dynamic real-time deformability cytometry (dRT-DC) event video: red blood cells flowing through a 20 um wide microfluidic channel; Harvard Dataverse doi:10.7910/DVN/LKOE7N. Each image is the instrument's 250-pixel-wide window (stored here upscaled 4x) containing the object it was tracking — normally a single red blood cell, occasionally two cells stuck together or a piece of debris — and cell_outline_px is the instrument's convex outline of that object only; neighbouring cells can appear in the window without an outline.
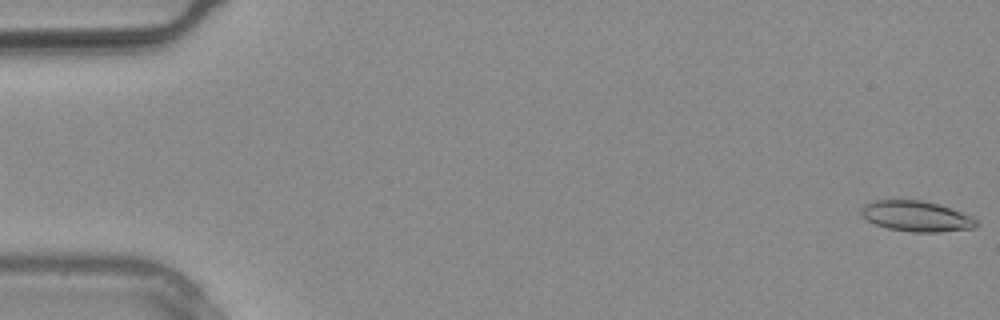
{"species": "common noctule bat (a hibernating species)", "species_latin": "Nyctalus noctula", "temperature_condition": "warm", "stored_images_in_passage": 4, "camera_frame_rate_fps": 3000, "um_per_image_px": 0.085, "animal": {"sex": "male", "body_mass_g": 20.4}, "frame": {"image": 1, "passage_image": 1, "time_ms": 0.0, "image_size_px": [1000, 320], "cell_outline_px": [[980, 224], [972, 228], [936, 232], [912, 232], [888, 228], [876, 224], [868, 220], [860, 212], [860, 208], [864, 204], [872, 200], [924, 200], [972, 216]], "centroid_in_image_um": [77.86, 18.37], "position_along_channel_um": 7.1, "area_um2": 20.29}}
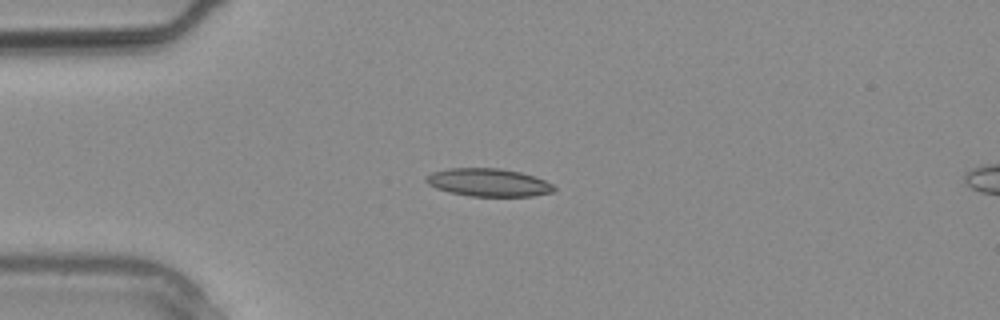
{"frame": {"image": 2, "passage_image": 3, "time_ms": 0.667, "image_size_px": [1000, 320], "cell_outline_px": [[556, 192], [532, 196], [468, 196], [448, 192], [436, 188], [428, 184], [424, 180], [424, 176], [432, 172], [448, 168], [500, 168], [520, 172], [544, 180], [552, 184], [556, 188]], "centroid_in_image_um": [41.49, 15.51], "position_along_channel_um": 43.5, "area_um2": 20.98}}